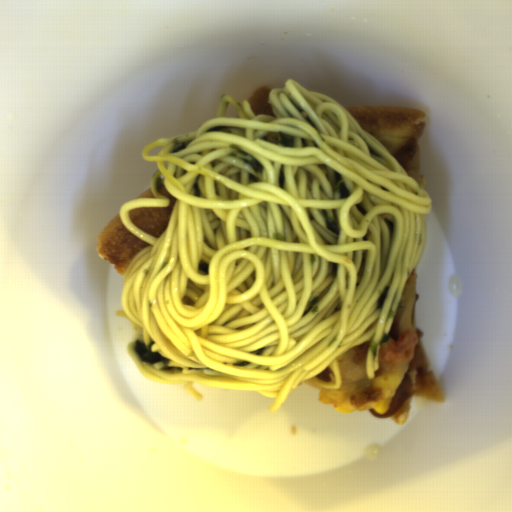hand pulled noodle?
<instances>
[{
	"instance_id": "1",
	"label": "hand pulled noodle",
	"mask_w": 512,
	"mask_h": 512,
	"mask_svg": "<svg viewBox=\"0 0 512 512\" xmlns=\"http://www.w3.org/2000/svg\"><path fill=\"white\" fill-rule=\"evenodd\" d=\"M227 103L237 117H225ZM274 116L256 115L248 100L222 96L216 116L196 131L142 149L155 162L154 198L127 201L119 215L148 243L122 279V310L135 340L181 367L169 375L142 362L134 341L126 351L142 377L255 390L277 412L302 383L339 389V355L390 333L406 284L420 261L432 199L387 150L333 98L288 79L270 89ZM230 125L231 133H206ZM269 131L294 137V148L261 140ZM188 147L172 154L175 141ZM256 159L257 174L241 160ZM349 196L335 194L334 170ZM177 202L160 238L131 223L136 207ZM333 208L342 232L324 224ZM391 286L384 309L376 300ZM320 307H307L313 296ZM266 347L264 356L248 353ZM237 360L251 366L234 367ZM329 367L332 381L317 380Z\"/></svg>"
},
{
	"instance_id": "2",
	"label": "hand pulled noodle",
	"mask_w": 512,
	"mask_h": 512,
	"mask_svg": "<svg viewBox=\"0 0 512 512\" xmlns=\"http://www.w3.org/2000/svg\"><path fill=\"white\" fill-rule=\"evenodd\" d=\"M380 369L379 355L376 358H373V352L369 348L366 353L365 360V372L366 379L375 378L376 371Z\"/></svg>"
}]
</instances>
